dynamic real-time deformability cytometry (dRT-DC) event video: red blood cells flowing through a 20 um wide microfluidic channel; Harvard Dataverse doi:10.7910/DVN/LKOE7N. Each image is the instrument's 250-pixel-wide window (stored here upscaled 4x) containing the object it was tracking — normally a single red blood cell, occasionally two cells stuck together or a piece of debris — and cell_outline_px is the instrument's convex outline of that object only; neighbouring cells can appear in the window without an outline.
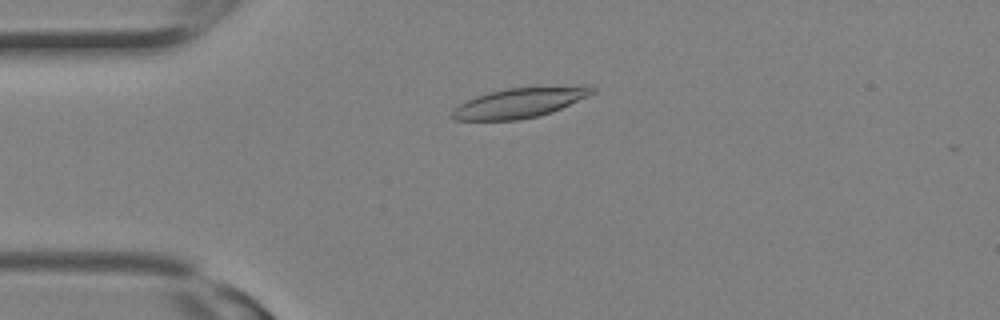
{"species": "Egyptian fruit bat (a non-hibernating species)", "species_latin": "Rousettus aegyptiacus", "temperature_condition": "room temperature", "stored_images_in_passage": 16, "camera_frame_rate_fps": 3000, "um_per_image_px": 0.085, "animal": {"sex": "female"}, "frame": {"image": 1, "passage_image": 7, "time_ms": 2.0, "image_size_px": [1000, 320], "cell_outline_px": [[596, 92], [588, 96], [552, 112], [540, 116], [516, 120], [452, 120], [448, 116], [452, 108], [476, 96], [488, 92], [508, 88], [588, 84], [596, 88]], "centroid_in_image_um": [44.19, 8.72], "position_along_channel_um": 40.8, "area_um2": 24.97}}
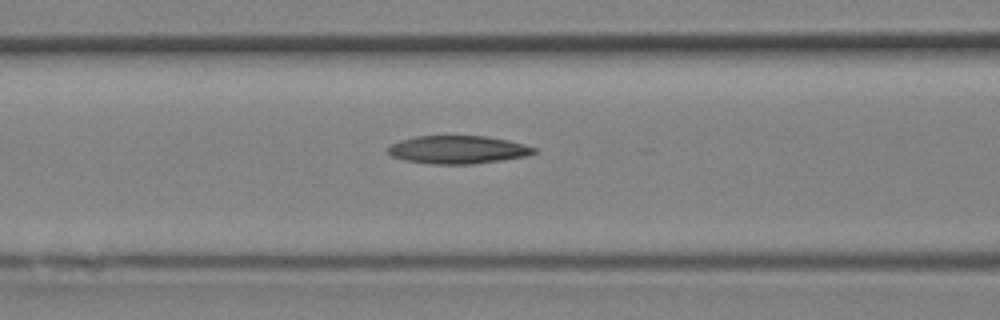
{"frame": {"image": 2, "passage_image": 12, "time_ms": 3.667, "image_size_px": [1000, 320], "cell_outline_px": [[536, 152], [524, 156], [500, 160], [472, 164], [432, 164], [404, 160], [392, 156], [388, 152], [388, 148], [392, 144], [400, 140], [416, 136], [484, 136], [508, 140], [524, 144], [536, 148]], "centroid_in_image_um": [38.9, 12.72], "position_along_channel_um": 127.7, "area_um2": 23.64}}
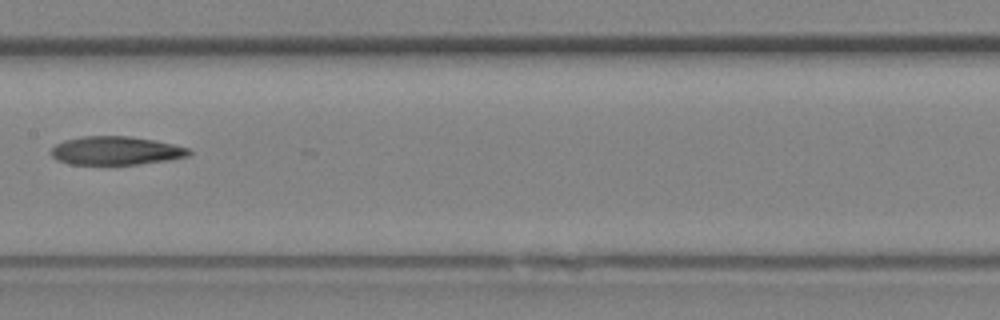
{"frame": {"image": 3, "passage_image": 15, "time_ms": 4.667, "image_size_px": [1000, 320], "cell_outline_px": [[192, 152], [188, 156], [172, 160], [136, 164], [68, 164], [56, 160], [52, 156], [52, 148], [56, 144], [64, 140], [84, 136], [128, 136], [156, 140], [188, 148]], "centroid_in_image_um": [9.86, 12.81], "position_along_channel_um": 197.5, "area_um2": 22.89}}